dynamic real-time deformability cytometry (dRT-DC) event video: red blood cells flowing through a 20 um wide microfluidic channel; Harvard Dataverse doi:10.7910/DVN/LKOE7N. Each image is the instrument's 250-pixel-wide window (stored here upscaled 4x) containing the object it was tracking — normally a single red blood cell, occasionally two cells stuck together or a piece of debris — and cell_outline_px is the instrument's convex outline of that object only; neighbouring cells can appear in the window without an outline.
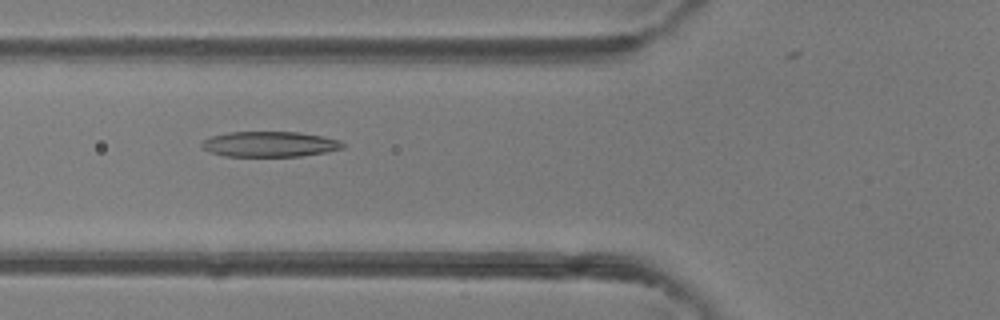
{"species": "common noctule bat (a hibernating species)", "species_latin": "Nyctalus noctula", "temperature_condition": "room temperature", "stored_images_in_passage": 42, "camera_frame_rate_fps": 3000, "um_per_image_px": 0.085, "animal": {"sex": "female"}, "frame": {"image": 1, "passage_image": 17, "time_ms": 5.333, "image_size_px": [1000, 320], "cell_outline_px": [[344, 148], [324, 152], [300, 156], [224, 156], [212, 152], [204, 148], [200, 144], [208, 136], [228, 132], [300, 132], [340, 140], [344, 144]], "centroid_in_image_um": [22.9, 12.24], "position_along_channel_um": 102.9, "area_um2": 20.75}}
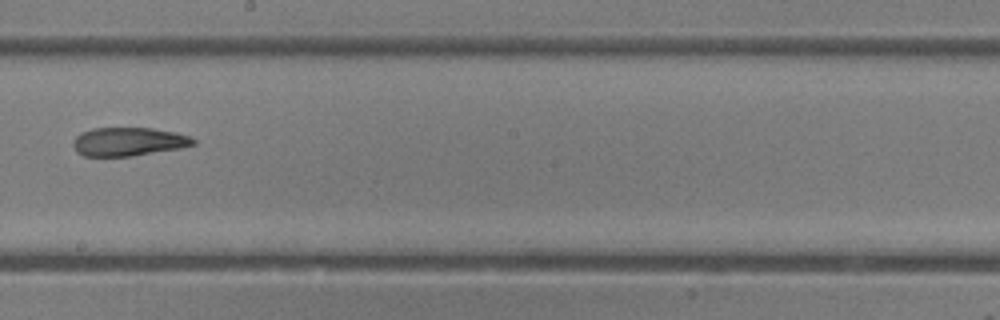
{"frame": {"image": 2, "passage_image": 26, "time_ms": 8.333, "image_size_px": [1000, 320], "cell_outline_px": [[196, 144], [180, 148], [132, 156], [84, 156], [76, 152], [72, 144], [72, 140], [80, 132], [92, 128], [152, 128], [176, 132], [188, 136], [196, 140]], "centroid_in_image_um": [10.89, 12.04], "position_along_channel_um": 237.3, "area_um2": 20.11}}
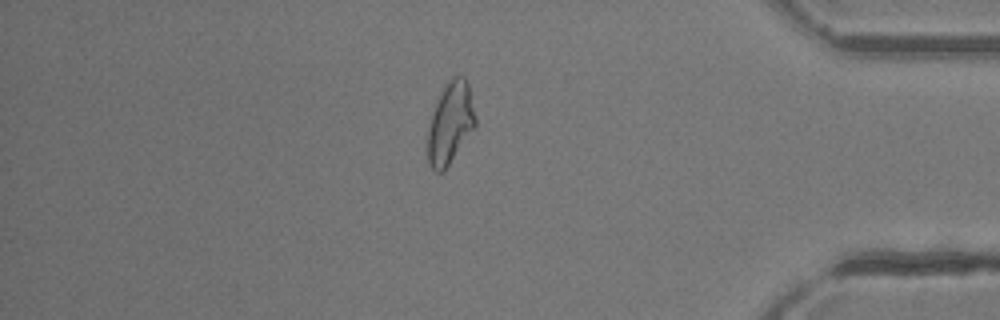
{"frame": {"image": 3, "passage_image": 39, "time_ms": 12.667, "image_size_px": [1000, 320], "cell_outline_px": [[476, 128], [444, 172], [436, 172], [428, 164], [428, 124], [432, 112], [444, 84], [452, 76], [464, 76], [468, 84], [476, 116]], "centroid_in_image_um": [38.29, 10.48], "position_along_channel_um": 396.9, "area_um2": 23.12}}